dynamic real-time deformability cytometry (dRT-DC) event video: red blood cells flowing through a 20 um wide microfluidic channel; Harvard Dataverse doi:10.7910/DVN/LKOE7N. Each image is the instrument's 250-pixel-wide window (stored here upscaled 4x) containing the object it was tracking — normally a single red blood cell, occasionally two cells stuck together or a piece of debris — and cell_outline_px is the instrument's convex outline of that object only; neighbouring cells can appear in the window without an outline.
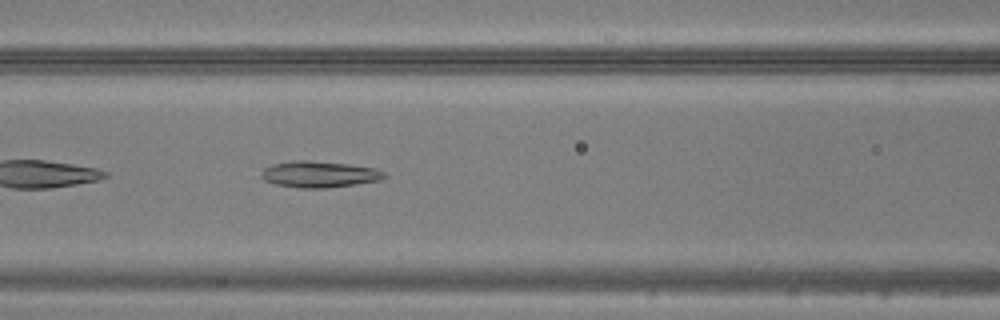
{"species": "common noctule bat (a hibernating species)", "species_latin": "Nyctalus noctula", "temperature_condition": "warm", "stored_images_in_passage": 38, "camera_frame_rate_fps": 3000, "um_per_image_px": 0.085, "animal": {"sex": "male", "body_mass_g": 20.5, "forearm_length_mm": 52.5}, "frame": {"image": 1, "passage_image": 10, "time_ms": 3.0, "image_size_px": [1000, 320], "cell_outline_px": [[388, 176], [380, 180], [356, 184], [324, 188], [300, 188], [276, 184], [264, 180], [260, 176], [264, 168], [272, 164], [292, 160], [308, 160], [348, 164], [376, 168], [384, 172]], "centroid_in_image_um": [27.14, 14.81], "position_along_channel_um": 139.5, "area_um2": 18.9}}
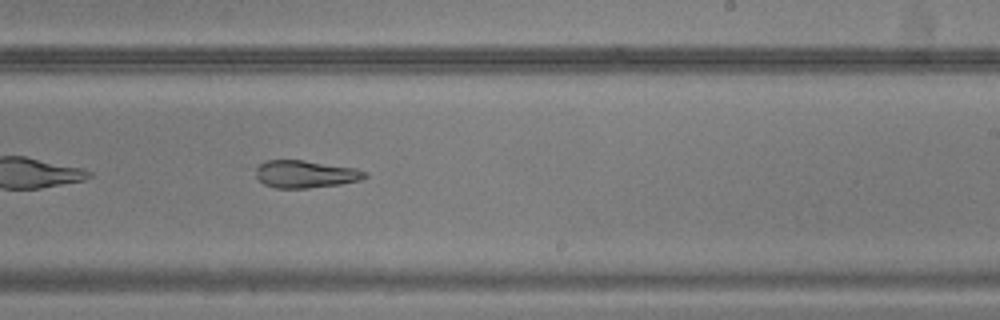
{"frame": {"image": 2, "passage_image": 19, "time_ms": 6.0, "image_size_px": [1000, 320], "cell_outline_px": [[368, 176], [360, 180], [340, 184], [308, 188], [276, 188], [264, 184], [256, 176], [256, 168], [264, 160], [304, 160], [356, 168], [368, 172]], "centroid_in_image_um": [25.98, 14.79], "position_along_channel_um": 263.0, "area_um2": 17.51}}
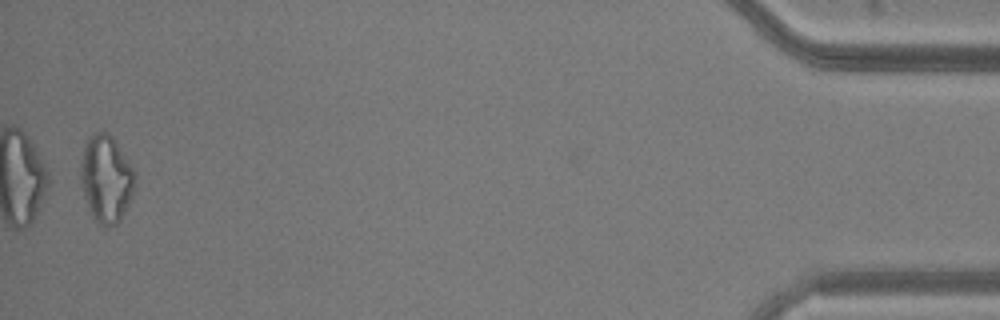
{"frame": {"image": 3, "passage_image": 37, "time_ms": 12.0, "image_size_px": [1000, 320], "cell_outline_px": [[136, 184], [132, 196], [120, 220], [116, 224], [108, 228], [104, 228], [92, 216], [84, 196], [80, 180], [80, 164], [84, 144], [92, 132], [108, 132], [116, 140], [136, 172]], "centroid_in_image_um": [9.03, 15.17], "position_along_channel_um": 426.2, "area_um2": 28.09}}